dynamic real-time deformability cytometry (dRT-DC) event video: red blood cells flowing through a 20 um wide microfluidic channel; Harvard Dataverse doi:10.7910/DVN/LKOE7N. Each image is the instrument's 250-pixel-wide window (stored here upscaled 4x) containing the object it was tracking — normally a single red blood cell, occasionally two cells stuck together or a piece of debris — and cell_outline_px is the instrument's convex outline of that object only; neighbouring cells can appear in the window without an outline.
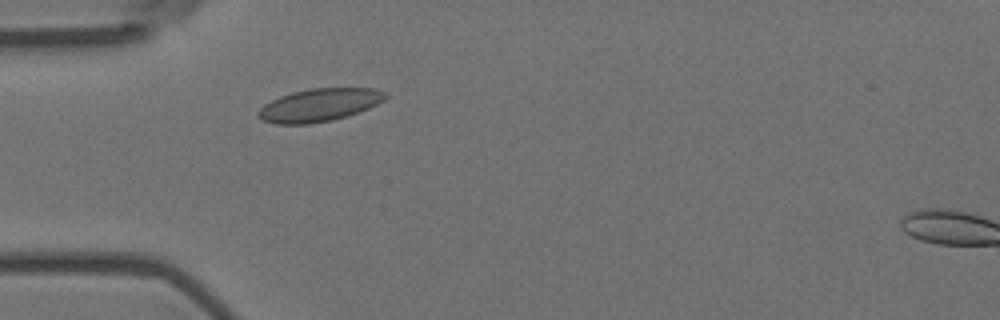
{"species": "Egyptian fruit bat (a non-hibernating species)", "species_latin": "Rousettus aegyptiacus", "temperature_condition": "room temperature", "stored_images_in_passage": 4, "camera_frame_rate_fps": 3000, "um_per_image_px": 0.085, "animal": {"sex": "female"}, "frame": {"image": 1, "passage_image": 3, "time_ms": 0.667, "image_size_px": [1000, 320], "cell_outline_px": [[388, 96], [384, 100], [368, 108], [348, 116], [332, 120], [308, 124], [276, 124], [264, 120], [256, 116], [256, 112], [264, 104], [280, 96], [292, 92], [312, 88], [376, 88], [384, 92]], "centroid_in_image_um": [27.12, 8.93], "position_along_channel_um": 57.9, "area_um2": 24.33}}